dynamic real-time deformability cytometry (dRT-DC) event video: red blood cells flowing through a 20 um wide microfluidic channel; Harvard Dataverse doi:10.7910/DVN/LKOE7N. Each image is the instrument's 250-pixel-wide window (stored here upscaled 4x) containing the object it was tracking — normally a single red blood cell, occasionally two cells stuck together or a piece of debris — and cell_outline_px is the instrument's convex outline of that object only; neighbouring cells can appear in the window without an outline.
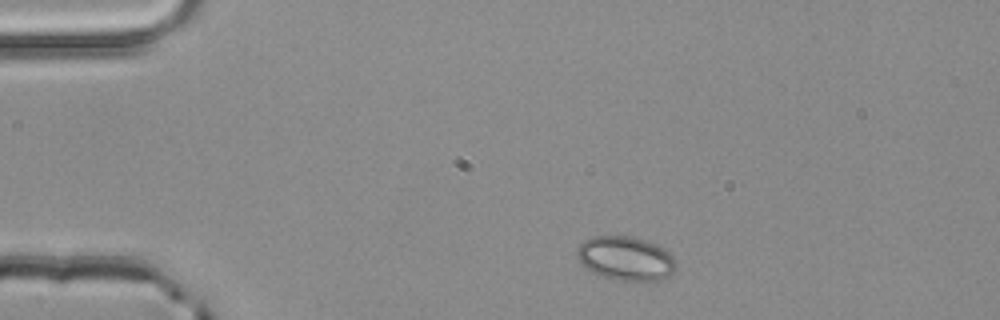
{"species": "common noctule bat (a hibernating species)", "species_latin": "Nyctalus noctula", "temperature_condition": "room temperature", "stored_images_in_passage": 2, "camera_frame_rate_fps": 3000, "um_per_image_px": 0.085, "animal": {"sex": "male", "body_mass_g": 20.4}, "frame": {"image": 1, "passage_image": 1, "time_ms": 0.0, "image_size_px": [1000, 320], "cell_outline_px": [[676, 268], [668, 276], [660, 280], [616, 280], [592, 272], [576, 256], [576, 248], [584, 240], [592, 236], [632, 236], [660, 244], [676, 260]], "centroid_in_image_um": [53.2, 21.94], "position_along_channel_um": 31.8, "area_um2": 25.43}}